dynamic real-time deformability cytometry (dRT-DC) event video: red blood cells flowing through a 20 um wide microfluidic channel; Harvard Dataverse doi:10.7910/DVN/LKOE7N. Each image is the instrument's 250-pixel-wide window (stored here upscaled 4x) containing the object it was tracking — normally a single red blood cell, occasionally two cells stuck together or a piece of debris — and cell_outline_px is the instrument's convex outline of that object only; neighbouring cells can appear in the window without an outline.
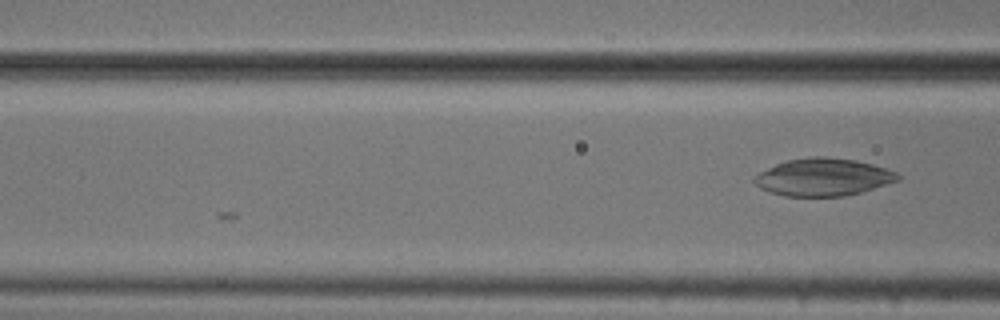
{"species": "common noctule bat (a hibernating species)", "species_latin": "Nyctalus noctula", "temperature_condition": "cold", "stored_images_in_passage": 6, "camera_frame_rate_fps": 3000, "um_per_image_px": 0.085, "animal": {"sex": "male", "body_mass_g": 20.5, "forearm_length_mm": 52.5}, "frame": {"image": 1, "passage_image": 6, "time_ms": 1.667, "image_size_px": [1000, 320], "cell_outline_px": [[900, 180], [860, 192], [844, 196], [784, 196], [768, 192], [760, 188], [752, 180], [752, 176], [776, 164], [788, 160], [808, 156], [828, 156], [856, 160], [872, 164], [896, 172], [900, 176]], "centroid_in_image_um": [69.94, 15.05], "position_along_channel_um": 96.7, "area_um2": 31.44}}